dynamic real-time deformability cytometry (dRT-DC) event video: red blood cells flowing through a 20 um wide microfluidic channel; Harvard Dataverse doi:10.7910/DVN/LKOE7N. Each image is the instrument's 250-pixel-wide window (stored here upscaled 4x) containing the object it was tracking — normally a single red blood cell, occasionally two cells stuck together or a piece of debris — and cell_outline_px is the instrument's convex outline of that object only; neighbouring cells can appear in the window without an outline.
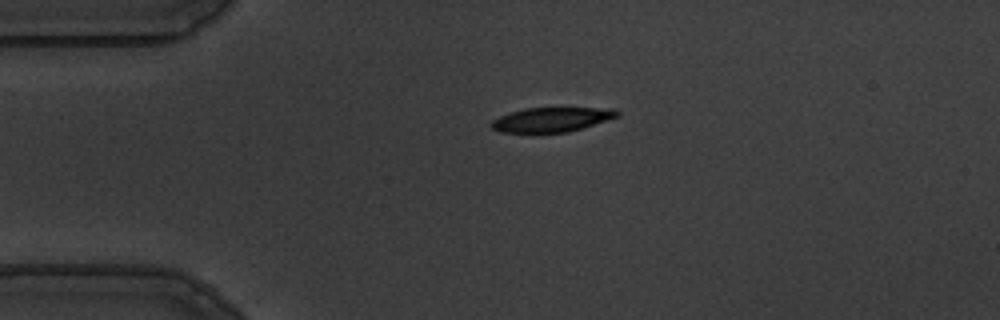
{"species": "common noctule bat (a hibernating species)", "species_latin": "Nyctalus noctula", "temperature_condition": "warm", "stored_images_in_passage": 44, "camera_frame_rate_fps": 3000, "um_per_image_px": 0.085, "animal": {"sex": "male", "body_mass_g": 19.5, "forearm_length_mm": 54.6}, "frame": {"image": 1, "passage_image": 1, "time_ms": 0.0, "image_size_px": [1000, 320], "cell_outline_px": [[620, 116], [568, 132], [500, 132], [492, 128], [488, 124], [492, 120], [500, 116], [524, 108], [616, 108], [620, 112]], "centroid_in_image_um": [46.9, 10.15], "position_along_channel_um": 38.1, "area_um2": 17.86}}
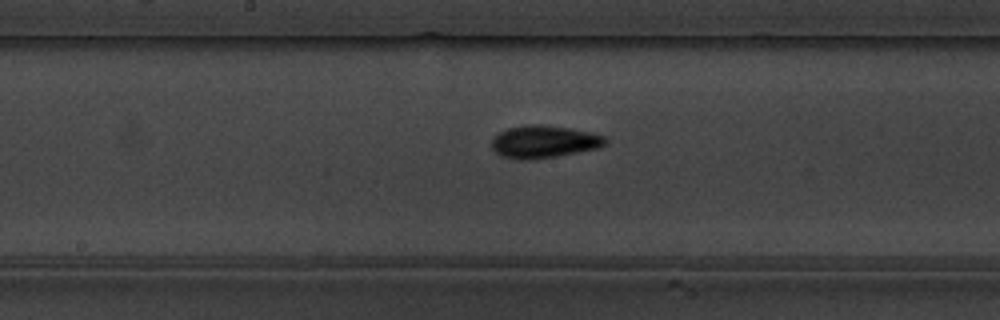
{"frame": {"image": 2, "passage_image": 17, "time_ms": 5.333, "image_size_px": [1000, 320], "cell_outline_px": [[608, 140], [600, 148], [536, 160], [520, 160], [500, 156], [492, 148], [492, 140], [500, 132], [508, 128], [532, 124], [540, 124], [568, 128], [592, 132], [604, 136]], "centroid_in_image_um": [46.25, 12.06], "position_along_channel_um": 201.9, "area_um2": 21.62}}
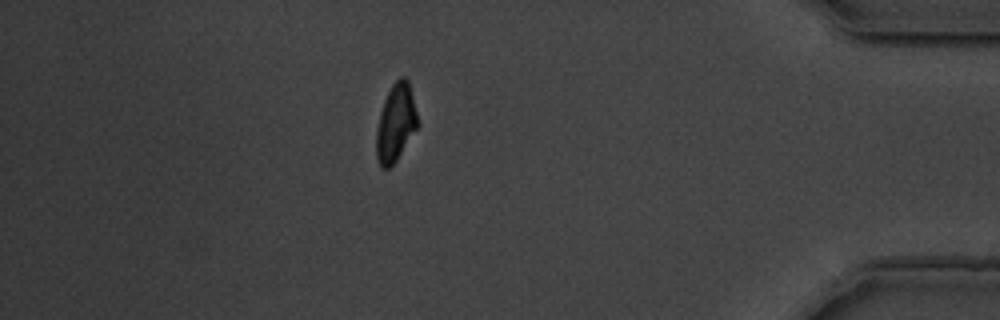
{"frame": {"image": 3, "passage_image": 37, "time_ms": 12.0, "image_size_px": [1000, 320], "cell_outline_px": [[420, 124], [396, 160], [388, 168], [380, 168], [376, 156], [376, 128], [380, 112], [384, 100], [392, 84], [400, 76], [404, 76], [408, 80]], "centroid_in_image_um": [33.63, 10.44], "position_along_channel_um": 401.6, "area_um2": 18.73}, "authors_computed_cell_mechanics": {"area_um2": 19.4497, "velocity_mm_per_s": 3.6184, "shape_relaxation_time_tau1_ms": 3.5524, "shape_relaxation_time_tau2_ms": 3.2252, "deformation_change_tau1": 0.1674, "deformation_change_tau2": 0.0988}}